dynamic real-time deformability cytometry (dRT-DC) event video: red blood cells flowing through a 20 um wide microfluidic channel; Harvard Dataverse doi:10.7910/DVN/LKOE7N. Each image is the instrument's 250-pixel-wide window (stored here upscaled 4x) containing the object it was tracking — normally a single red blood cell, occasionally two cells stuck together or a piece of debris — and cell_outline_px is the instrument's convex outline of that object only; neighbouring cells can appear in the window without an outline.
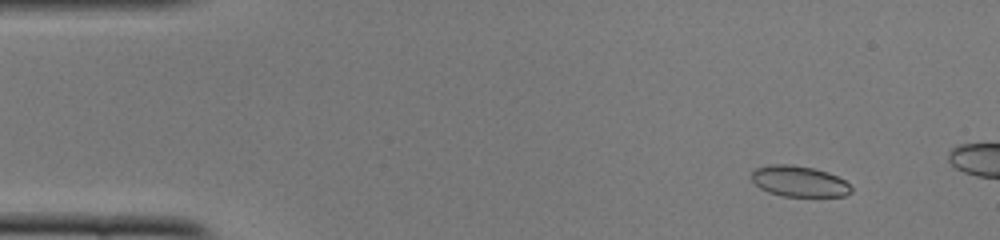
{"species": "common noctule bat (a hibernating species)", "species_latin": "Nyctalus noctula", "temperature_condition": "cold", "stored_images_in_passage": 10, "camera_frame_rate_fps": 3000, "um_per_image_px": 0.085, "animal": {"sex": "female", "body_mass_g": 22.0, "forearm_length_mm": 56.7}, "frame": {"image": 1, "passage_image": 2, "time_ms": 0.333, "image_size_px": [1000, 240], "cell_outline_px": [[852, 192], [844, 196], [784, 196], [768, 192], [760, 188], [752, 180], [752, 172], [756, 168], [768, 164], [792, 164], [812, 168], [828, 172], [844, 180], [852, 188]], "centroid_in_image_um": [67.91, 15.4], "position_along_channel_um": 17.1, "area_um2": 17.86}}